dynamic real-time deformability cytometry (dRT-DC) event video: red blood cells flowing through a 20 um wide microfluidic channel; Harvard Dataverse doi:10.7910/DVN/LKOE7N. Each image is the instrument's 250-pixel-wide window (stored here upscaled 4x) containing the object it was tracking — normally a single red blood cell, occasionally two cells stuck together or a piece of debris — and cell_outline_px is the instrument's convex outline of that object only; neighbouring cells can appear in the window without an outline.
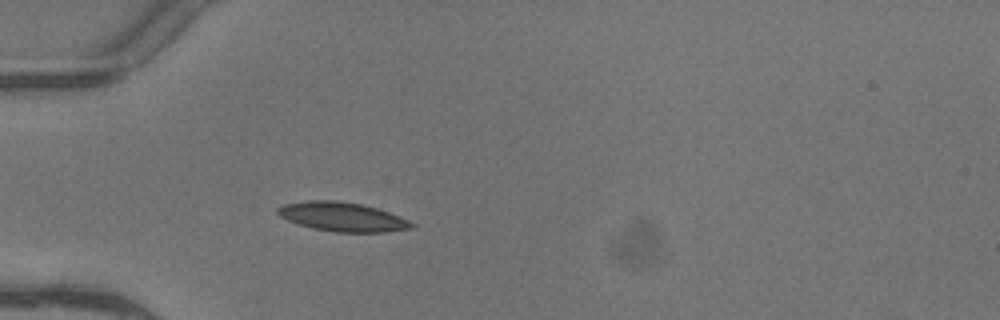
{"species": "common noctule bat (a hibernating species)", "species_latin": "Nyctalus noctula", "temperature_condition": "warm", "stored_images_in_passage": 6, "camera_frame_rate_fps": 3000, "um_per_image_px": 0.085, "animal": {"sex": "female"}, "frame": {"image": 1, "passage_image": 6, "time_ms": 1.667, "image_size_px": [1000, 320], "cell_outline_px": [[416, 224], [412, 228], [388, 232], [336, 232], [312, 228], [288, 220], [280, 216], [276, 212], [276, 208], [284, 204], [308, 200], [336, 200], [360, 204], [376, 208], [388, 212], [408, 220]], "centroid_in_image_um": [29.09, 18.43], "position_along_channel_um": 55.9, "area_um2": 22.6}}